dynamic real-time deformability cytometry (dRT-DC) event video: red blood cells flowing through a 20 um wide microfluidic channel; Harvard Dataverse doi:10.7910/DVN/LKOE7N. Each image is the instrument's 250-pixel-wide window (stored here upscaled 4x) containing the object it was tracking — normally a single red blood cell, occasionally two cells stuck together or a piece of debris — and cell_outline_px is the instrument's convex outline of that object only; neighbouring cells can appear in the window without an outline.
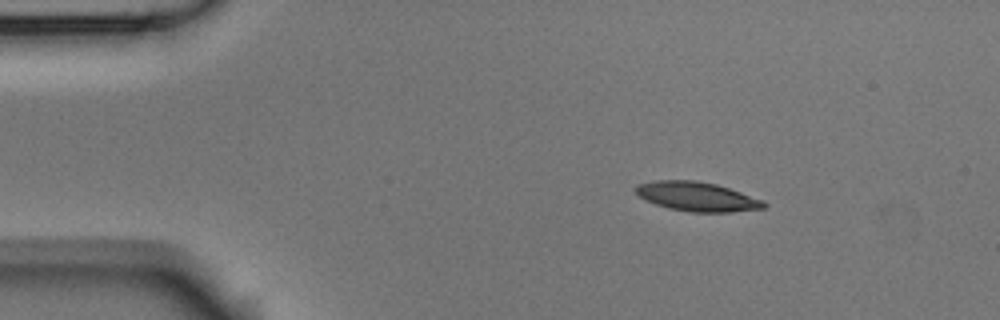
{"species": "Egyptian fruit bat (a non-hibernating species)", "species_latin": "Rousettus aegyptiacus", "temperature_condition": "room temperature", "stored_images_in_passage": 4, "camera_frame_rate_fps": 3000, "um_per_image_px": 0.085, "animal": {"sex": "male"}, "frame": {"image": 1, "passage_image": 2, "time_ms": 0.333, "image_size_px": [1000, 320], "cell_outline_px": [[768, 204], [764, 208], [732, 212], [692, 212], [668, 208], [656, 204], [640, 196], [636, 192], [636, 184], [656, 180], [696, 180], [716, 184], [764, 200]], "centroid_in_image_um": [59.27, 16.71], "position_along_channel_um": 25.7, "area_um2": 21.73}}
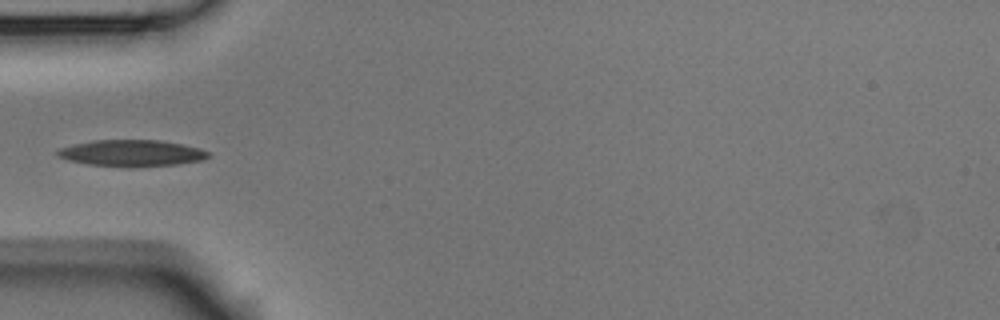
{"frame": {"image": 2, "passage_image": 4, "time_ms": 1.0, "image_size_px": [1000, 320], "cell_outline_px": [[212, 156], [204, 160], [176, 164], [132, 168], [128, 168], [88, 164], [68, 160], [56, 156], [56, 152], [60, 148], [92, 140], [160, 140], [200, 148], [208, 152]], "centroid_in_image_um": [11.21, 13.03], "position_along_channel_um": 73.8, "area_um2": 23.47}}